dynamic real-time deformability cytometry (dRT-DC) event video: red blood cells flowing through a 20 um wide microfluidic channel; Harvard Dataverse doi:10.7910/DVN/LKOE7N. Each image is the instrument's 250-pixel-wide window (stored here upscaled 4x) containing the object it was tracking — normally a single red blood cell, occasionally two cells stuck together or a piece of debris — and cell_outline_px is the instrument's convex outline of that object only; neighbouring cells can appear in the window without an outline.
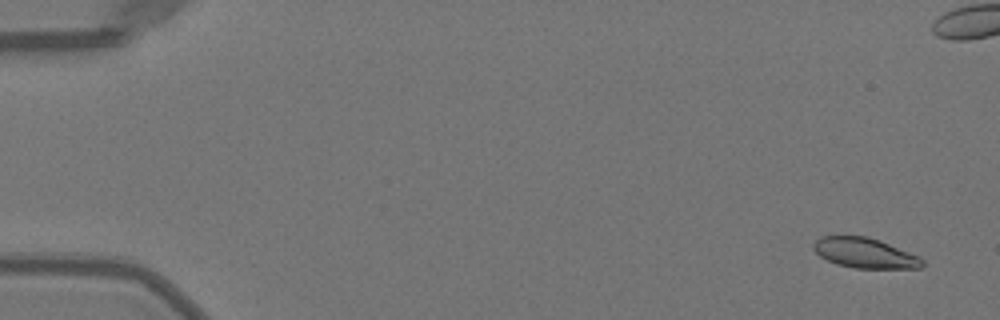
{"species": "Egyptian fruit bat (a non-hibernating species)", "species_latin": "Rousettus aegyptiacus", "temperature_condition": "warm", "stored_images_in_passage": 6, "camera_frame_rate_fps": 3000, "um_per_image_px": 0.085, "animal": {"sex": "female"}, "frame": {"image": 1, "passage_image": 3, "time_ms": 0.667, "image_size_px": [1000, 320], "cell_outline_px": [[924, 264], [920, 268], [852, 268], [836, 264], [820, 256], [812, 248], [812, 244], [820, 236], [868, 236], [920, 256], [924, 260]], "centroid_in_image_um": [73.5, 21.5], "position_along_channel_um": 11.5, "area_um2": 19.13}}